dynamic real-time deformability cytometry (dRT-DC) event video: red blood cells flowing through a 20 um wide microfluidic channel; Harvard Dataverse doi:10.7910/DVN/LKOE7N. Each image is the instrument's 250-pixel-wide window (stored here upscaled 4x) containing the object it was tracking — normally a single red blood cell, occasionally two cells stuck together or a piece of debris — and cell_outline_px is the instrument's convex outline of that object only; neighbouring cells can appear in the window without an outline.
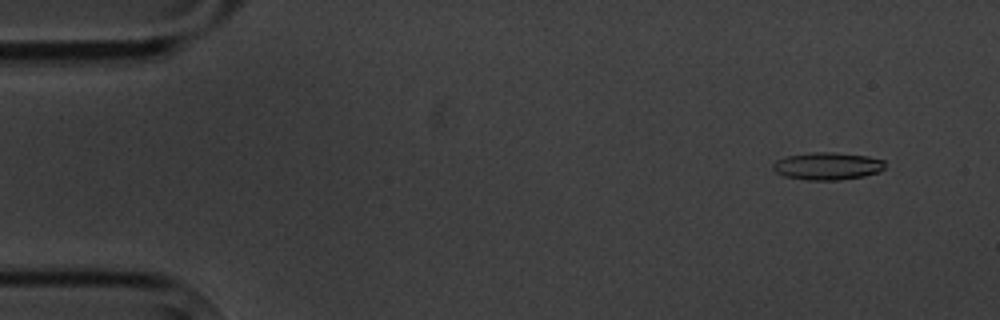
{"species": "common noctule bat (a hibernating species)", "species_latin": "Nyctalus noctula", "temperature_condition": "cold", "stored_images_in_passage": 5, "camera_frame_rate_fps": 3000, "um_per_image_px": 0.085, "animal": {"sex": "male", "body_mass_g": 20.1, "forearm_length_mm": 53.5}, "frame": {"image": 1, "passage_image": 1, "time_ms": 0.0, "image_size_px": [1000, 320], "cell_outline_px": [[884, 168], [880, 172], [864, 176], [840, 180], [808, 180], [784, 176], [776, 172], [772, 168], [772, 164], [776, 160], [788, 156], [812, 152], [836, 152], [868, 156], [884, 160]], "centroid_in_image_um": [70.34, 14.11], "position_along_channel_um": 14.7, "area_um2": 18.03}}